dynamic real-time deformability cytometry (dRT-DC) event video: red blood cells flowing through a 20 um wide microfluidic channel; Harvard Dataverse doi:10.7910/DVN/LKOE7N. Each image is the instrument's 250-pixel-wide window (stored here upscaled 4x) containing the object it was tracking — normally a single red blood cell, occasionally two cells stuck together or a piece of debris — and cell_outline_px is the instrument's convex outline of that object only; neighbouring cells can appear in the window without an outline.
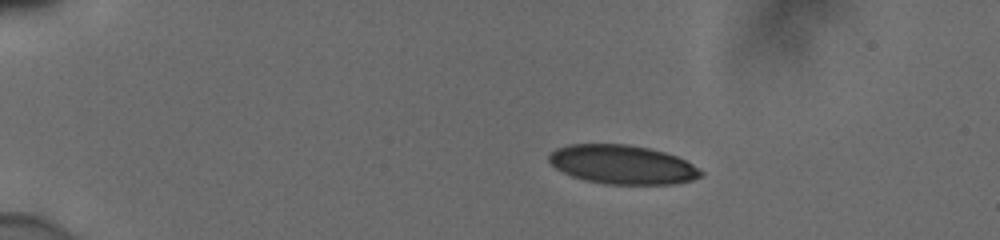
{"species": "human", "species_latin": "Homo sapiens", "temperature_condition": "cold", "stored_images_in_passage": 44, "camera_frame_rate_fps": 3000, "um_per_image_px": 0.085, "donor": {"sex": "male"}, "frame": {"image": 1, "passage_image": 1, "time_ms": 0.0, "image_size_px": [1000, 240], "cell_outline_px": [[704, 172], [700, 176], [692, 180], [676, 184], [608, 184], [584, 180], [572, 176], [556, 168], [548, 160], [548, 156], [556, 148], [568, 144], [628, 144], [648, 148], [664, 152], [676, 156], [692, 164]], "centroid_in_image_um": [52.89, 13.99], "position_along_channel_um": 32.1, "area_um2": 34.39}}
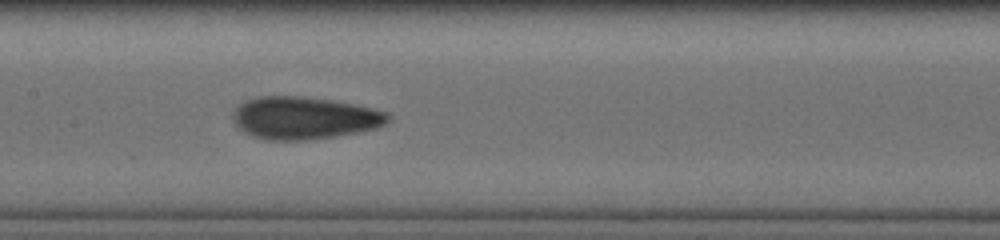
{"frame": {"image": 2, "passage_image": 19, "time_ms": 6.0, "image_size_px": [1000, 240], "cell_outline_px": [[392, 120], [376, 128], [336, 136], [308, 140], [268, 140], [252, 136], [244, 132], [232, 120], [232, 112], [240, 104], [256, 96], [304, 96], [352, 104], [372, 108], [388, 112], [392, 116]], "centroid_in_image_um": [25.86, 10.03], "position_along_channel_um": 181.5, "area_um2": 38.38}}
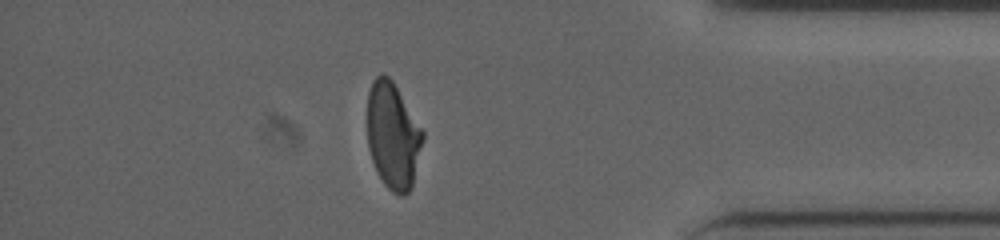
{"frame": {"image": 3, "passage_image": 38, "time_ms": 12.333, "image_size_px": [1000, 240], "cell_outline_px": [[424, 140], [412, 188], [404, 196], [400, 196], [392, 192], [384, 184], [376, 172], [368, 148], [368, 92], [372, 80], [376, 76], [384, 72], [392, 80], [424, 132]], "centroid_in_image_um": [33.4, 11.56], "position_along_channel_um": 401.8, "area_um2": 34.68}, "authors_computed_cell_mechanics": {"area_um2": 36.5874, "velocity_mm_per_s": 3.8659, "shape_relaxation_time_tau1_ms": 7.2749, "shape_relaxation_time_tau2_ms": 1.2479, "deformation_change_tau1": 0.1942, "deformation_change_tau2": 0.061}}